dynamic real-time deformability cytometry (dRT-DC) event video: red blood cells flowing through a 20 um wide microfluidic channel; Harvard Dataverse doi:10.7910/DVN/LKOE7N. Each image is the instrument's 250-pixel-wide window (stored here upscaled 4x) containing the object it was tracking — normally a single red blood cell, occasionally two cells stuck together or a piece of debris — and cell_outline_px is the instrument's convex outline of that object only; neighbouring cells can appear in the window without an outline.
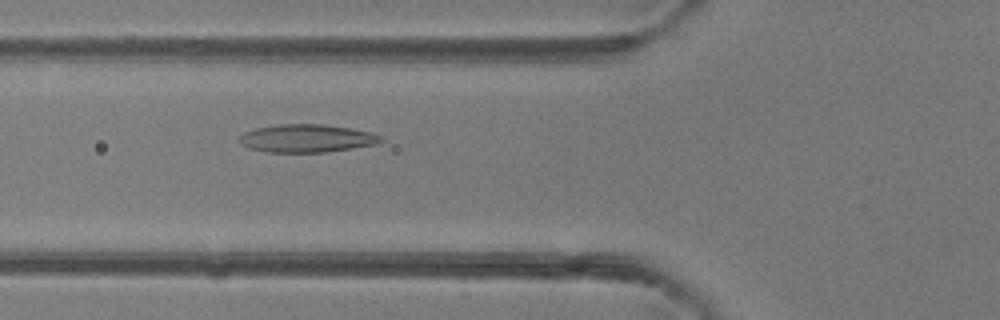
{"species": "common noctule bat (a hibernating species)", "species_latin": "Nyctalus noctula", "temperature_condition": "room temperature", "stored_images_in_passage": 44, "camera_frame_rate_fps": 3000, "um_per_image_px": 0.085, "animal": {"sex": "female"}, "frame": {"image": 1, "passage_image": 13, "time_ms": 4.0, "image_size_px": [1000, 320], "cell_outline_px": [[384, 140], [376, 144], [352, 148], [324, 152], [264, 152], [248, 148], [240, 144], [236, 140], [236, 136], [244, 132], [256, 128], [280, 124], [324, 124], [372, 132], [380, 136]], "centroid_in_image_um": [25.99, 11.76], "position_along_channel_um": 99.8, "area_um2": 23.24}}
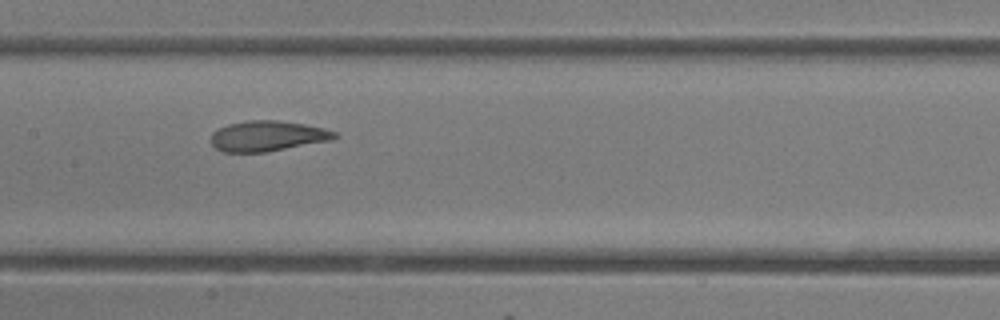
{"frame": {"image": 2, "passage_image": 19, "time_ms": 6.0, "image_size_px": [1000, 320], "cell_outline_px": [[340, 136], [332, 140], [268, 152], [224, 152], [216, 148], [212, 144], [212, 132], [228, 124], [248, 120], [276, 120], [304, 124], [324, 128], [336, 132]], "centroid_in_image_um": [22.78, 11.56], "position_along_channel_um": 184.6, "area_um2": 21.96}}
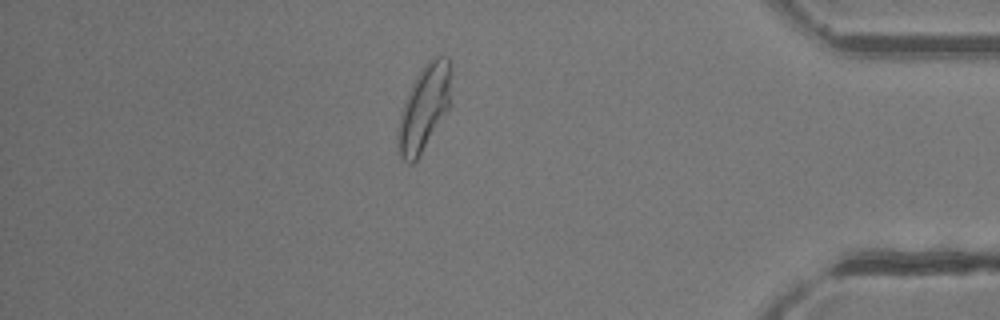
{"frame": {"image": 3, "passage_image": 37, "time_ms": 12.0, "image_size_px": [1000, 320], "cell_outline_px": [[452, 72], [448, 108], [416, 160], [412, 164], [408, 164], [400, 156], [396, 140], [400, 116], [404, 104], [416, 76], [424, 64], [428, 60], [436, 56], [448, 56]], "centroid_in_image_um": [36.05, 9.13], "position_along_channel_um": 399.1, "area_um2": 25.95}, "authors_computed_cell_mechanics": {"area_um2": 23.9003, "velocity_mm_per_s": 4.2065, "shape_relaxation_time_tau1_ms": 3.4922, "shape_relaxation_time_tau2_ms": 1.3792, "deformation_change_tau1": 0.1388, "deformation_change_tau2": 0.0775}}